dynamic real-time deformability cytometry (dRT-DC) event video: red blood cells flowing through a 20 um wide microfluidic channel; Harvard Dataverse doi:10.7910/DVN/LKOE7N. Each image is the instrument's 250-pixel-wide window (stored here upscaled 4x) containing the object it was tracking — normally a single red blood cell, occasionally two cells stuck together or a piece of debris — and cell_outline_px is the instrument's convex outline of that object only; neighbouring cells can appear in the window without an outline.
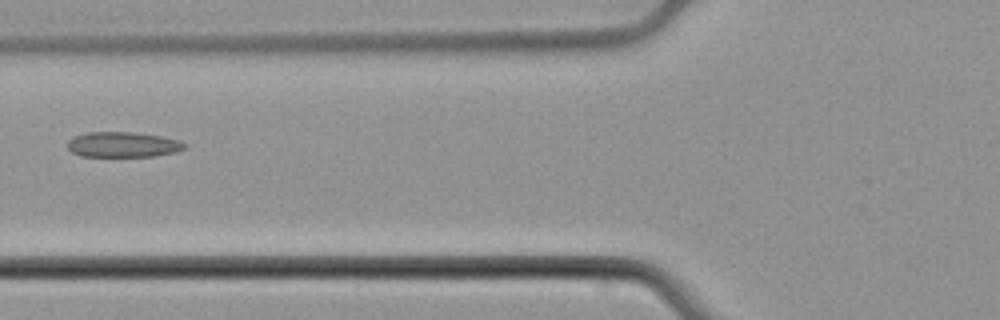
{"species": "common noctule bat (a hibernating species)", "species_latin": "Nyctalus noctula", "temperature_condition": "cold", "stored_images_in_passage": 6, "camera_frame_rate_fps": 3000, "um_per_image_px": 0.085, "animal": {"sex": "male", "body_mass_g": 21.5, "forearm_length_mm": 52.0}, "frame": {"image": 1, "passage_image": 6, "time_ms": 6.0, "image_size_px": [1000, 320], "cell_outline_px": [[188, 144], [184, 148], [176, 152], [156, 156], [80, 156], [72, 152], [68, 148], [68, 140], [76, 136], [88, 132], [132, 132], [160, 136], [180, 140]], "centroid_in_image_um": [10.48, 12.29], "position_along_channel_um": 115.3, "area_um2": 17.22}}